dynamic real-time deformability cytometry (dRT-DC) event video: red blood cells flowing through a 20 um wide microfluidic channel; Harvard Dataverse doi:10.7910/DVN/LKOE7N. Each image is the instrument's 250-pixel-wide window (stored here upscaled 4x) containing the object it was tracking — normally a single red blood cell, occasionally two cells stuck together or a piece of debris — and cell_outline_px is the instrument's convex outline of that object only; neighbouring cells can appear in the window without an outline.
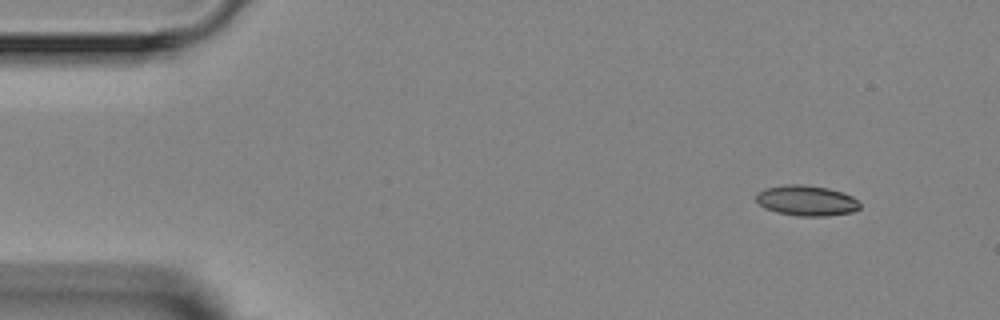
{"species": "Egyptian fruit bat (a non-hibernating species)", "species_latin": "Rousettus aegyptiacus", "temperature_condition": "room temperature", "stored_images_in_passage": 4, "camera_frame_rate_fps": 3000, "um_per_image_px": 0.085, "animal": {"sex": "female"}, "frame": {"image": 1, "passage_image": 1, "time_ms": 0.0, "image_size_px": [1000, 320], "cell_outline_px": [[860, 208], [852, 212], [828, 216], [796, 216], [776, 212], [764, 208], [756, 200], [756, 192], [764, 188], [784, 184], [804, 184], [828, 188], [844, 192], [852, 196], [860, 204]], "centroid_in_image_um": [68.53, 17.04], "position_along_channel_um": 16.5, "area_um2": 18.67}}
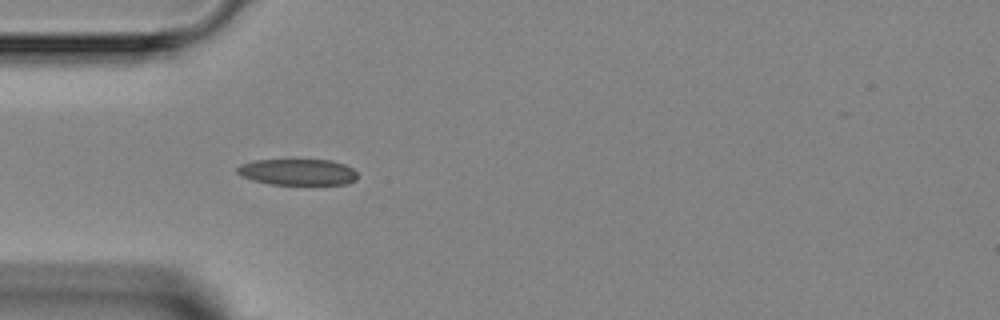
{"frame": {"image": 2, "passage_image": 3, "time_ms": 3.333, "image_size_px": [1000, 320], "cell_outline_px": [[356, 180], [348, 184], [268, 184], [252, 180], [240, 176], [236, 172], [236, 168], [240, 164], [256, 160], [332, 160], [344, 164], [352, 168], [356, 172]], "centroid_in_image_um": [25.27, 14.62], "position_along_channel_um": 59.7, "area_um2": 18.44}}
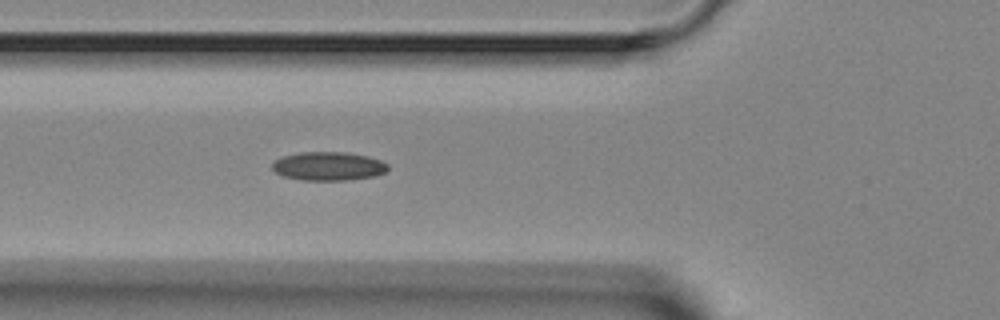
{"frame": {"image": 3, "passage_image": 4, "time_ms": 4.333, "image_size_px": [1000, 320], "cell_outline_px": [[388, 168], [384, 172], [372, 176], [344, 180], [300, 180], [284, 176], [276, 172], [272, 168], [272, 164], [280, 156], [300, 152], [340, 152], [368, 156], [380, 160], [388, 164]], "centroid_in_image_um": [27.87, 14.12], "position_along_channel_um": 97.9, "area_um2": 19.13}}